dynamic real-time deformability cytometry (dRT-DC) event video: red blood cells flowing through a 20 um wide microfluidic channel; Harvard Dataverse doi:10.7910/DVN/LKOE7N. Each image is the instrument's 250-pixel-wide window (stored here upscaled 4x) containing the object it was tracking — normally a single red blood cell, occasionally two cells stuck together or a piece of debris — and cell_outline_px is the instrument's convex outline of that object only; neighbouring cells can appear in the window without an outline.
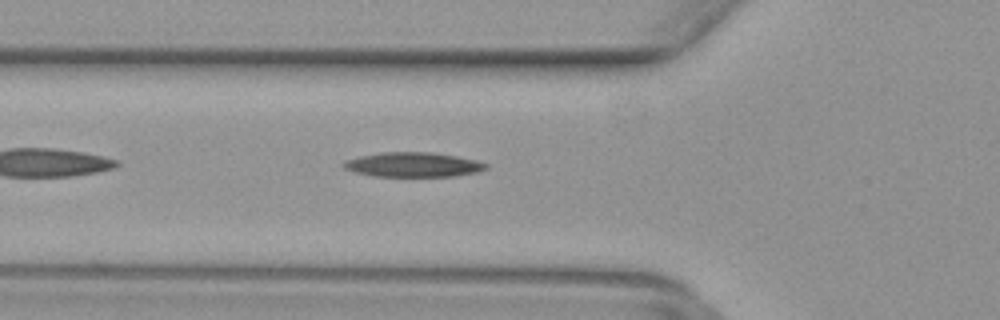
{"species": "common noctule bat (a hibernating species)", "species_latin": "Nyctalus noctula", "temperature_condition": "warm", "stored_images_in_passage": 37, "camera_frame_rate_fps": 3000, "um_per_image_px": 0.085, "animal": {"sex": "female", "body_mass_g": 29.2, "forearm_length_mm": 56.3}, "frame": {"image": 1, "passage_image": 5, "time_ms": 1.333, "image_size_px": [1000, 320], "cell_outline_px": [[488, 168], [480, 172], [456, 176], [372, 176], [356, 172], [344, 168], [340, 164], [344, 160], [360, 156], [380, 152], [432, 152], [456, 156], [476, 160], [488, 164]], "centroid_in_image_um": [35.12, 13.99], "position_along_channel_um": 90.7, "area_um2": 20.58}}
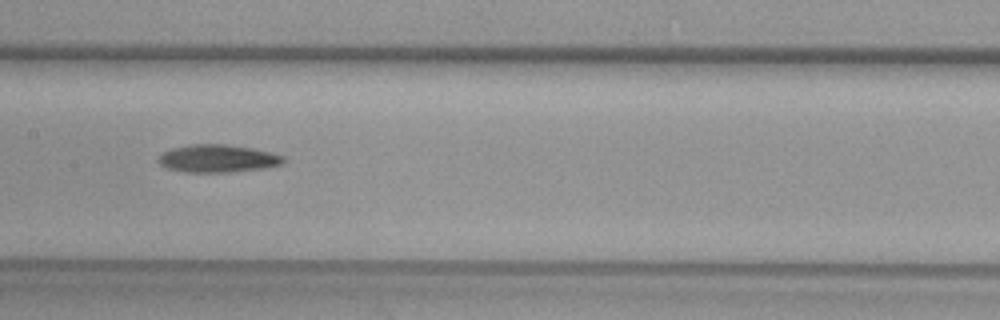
{"frame": {"image": 2, "passage_image": 12, "time_ms": 3.667, "image_size_px": [1000, 320], "cell_outline_px": [[288, 160], [284, 164], [264, 168], [228, 172], [184, 172], [168, 168], [160, 164], [156, 160], [164, 152], [172, 148], [188, 144], [228, 144], [252, 148], [284, 156]], "centroid_in_image_um": [18.53, 13.47], "position_along_channel_um": 188.9, "area_um2": 20.29}}
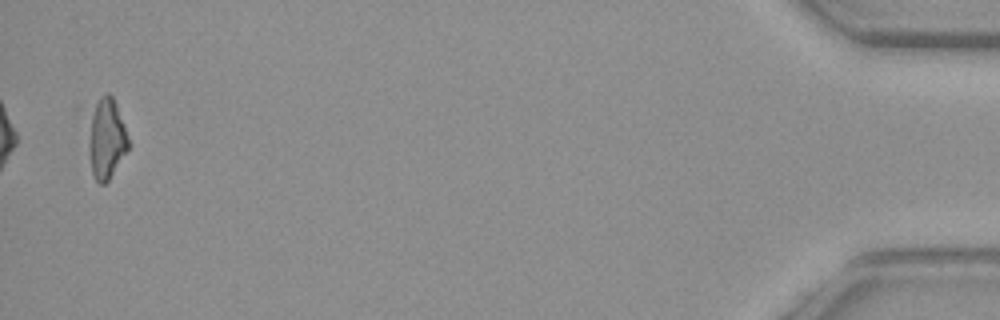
{"frame": {"image": 3, "passage_image": 36, "time_ms": 11.667, "image_size_px": [1000, 320], "cell_outline_px": [[132, 144], [108, 180], [104, 184], [100, 184], [96, 180], [92, 172], [76, 112], [76, 104], [108, 92], [112, 96], [116, 104]], "centroid_in_image_um": [8.75, 11.47], "position_along_channel_um": 426.4, "area_um2": 22.83}}